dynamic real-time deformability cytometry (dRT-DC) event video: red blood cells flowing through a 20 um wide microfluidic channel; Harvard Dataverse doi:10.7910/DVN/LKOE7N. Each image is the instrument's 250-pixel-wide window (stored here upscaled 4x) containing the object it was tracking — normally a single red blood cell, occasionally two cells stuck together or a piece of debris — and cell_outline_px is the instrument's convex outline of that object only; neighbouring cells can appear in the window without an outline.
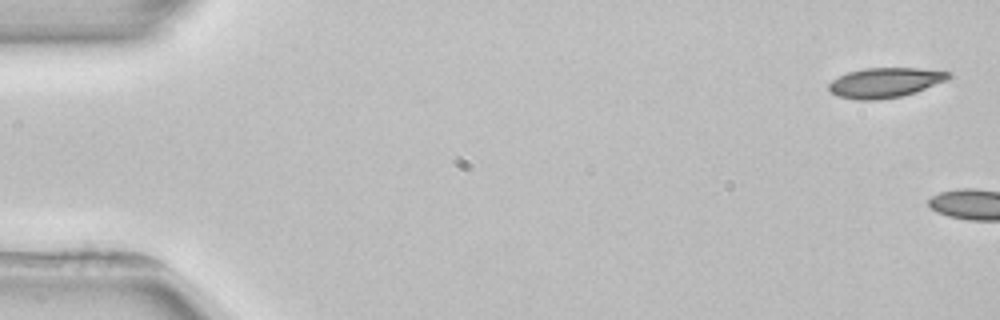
{"species": "common noctule bat (a hibernating species)", "species_latin": "Nyctalus noctula", "temperature_condition": "room temperature", "stored_images_in_passage": 3, "camera_frame_rate_fps": 3000, "um_per_image_px": 0.085, "animal": {"sex": "female", "body_mass_g": 22.7, "forearm_length_mm": 54.2}, "frame": {"image": 1, "passage_image": 1, "time_ms": 0.0, "image_size_px": [1000, 320], "cell_outline_px": [[952, 76], [948, 80], [916, 92], [900, 96], [876, 100], [856, 100], [836, 96], [828, 88], [828, 84], [832, 80], [848, 72], [864, 68], [916, 68], [952, 72]], "centroid_in_image_um": [75.24, 7.02], "position_along_channel_um": 9.8, "area_um2": 20.92}}